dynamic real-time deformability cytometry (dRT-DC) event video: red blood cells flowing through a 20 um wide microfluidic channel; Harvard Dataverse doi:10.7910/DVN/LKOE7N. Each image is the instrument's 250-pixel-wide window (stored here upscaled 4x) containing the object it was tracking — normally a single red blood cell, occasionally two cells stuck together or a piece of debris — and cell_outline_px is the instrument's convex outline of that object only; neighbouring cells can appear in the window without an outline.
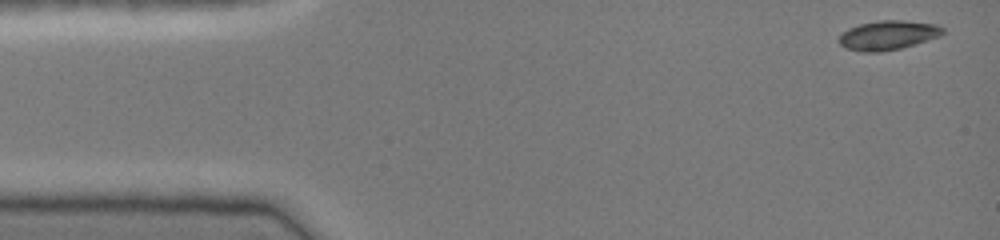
{"species": "common noctule bat (a hibernating species)", "species_latin": "Nyctalus noctula", "temperature_condition": "cold", "stored_images_in_passage": 42, "camera_frame_rate_fps": 3000, "um_per_image_px": 0.085, "animal": {"sex": "female", "body_mass_g": 19.0, "forearm_length_mm": 51.5}, "frame": {"image": 1, "passage_image": 1, "time_ms": 0.0, "image_size_px": [1000, 240], "cell_outline_px": [[944, 32], [940, 36], [900, 48], [880, 52], [864, 52], [848, 48], [840, 44], [840, 36], [848, 28], [860, 24], [880, 20], [904, 20], [936, 24], [944, 28]], "centroid_in_image_um": [75.51, 2.98], "position_along_channel_um": 9.5, "area_um2": 17.46}}
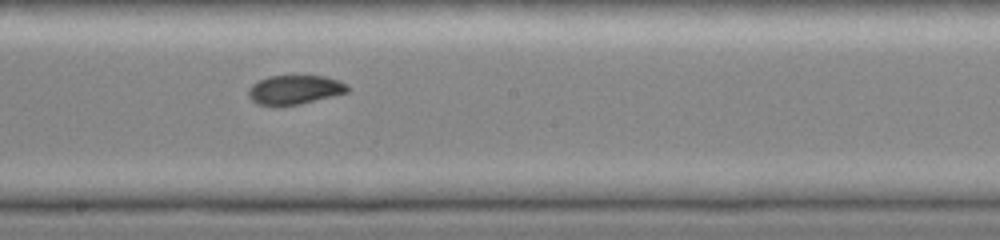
{"frame": {"image": 2, "passage_image": 24, "time_ms": 7.667, "image_size_px": [1000, 240], "cell_outline_px": [[348, 92], [300, 104], [256, 104], [248, 96], [248, 88], [252, 84], [268, 76], [324, 76], [340, 80], [348, 84]], "centroid_in_image_um": [25.07, 7.6], "position_along_channel_um": 223.1, "area_um2": 16.59}}
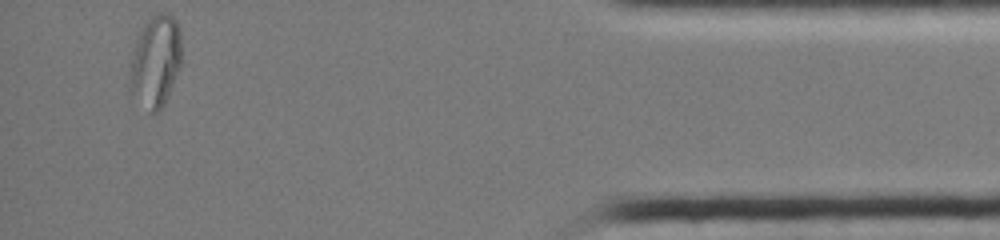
{"frame": {"image": 3, "passage_image": 42, "time_ms": 13.667, "image_size_px": [1000, 240], "cell_outline_px": [[180, 64], [164, 104], [156, 112], [152, 112], [128, 88], [128, 60], [136, 36], [140, 28], [152, 16], [160, 12], [164, 12], [172, 16], [176, 20], [180, 28]], "centroid_in_image_um": [13.16, 5.13], "position_along_channel_um": 422.0, "area_um2": 27.74}}